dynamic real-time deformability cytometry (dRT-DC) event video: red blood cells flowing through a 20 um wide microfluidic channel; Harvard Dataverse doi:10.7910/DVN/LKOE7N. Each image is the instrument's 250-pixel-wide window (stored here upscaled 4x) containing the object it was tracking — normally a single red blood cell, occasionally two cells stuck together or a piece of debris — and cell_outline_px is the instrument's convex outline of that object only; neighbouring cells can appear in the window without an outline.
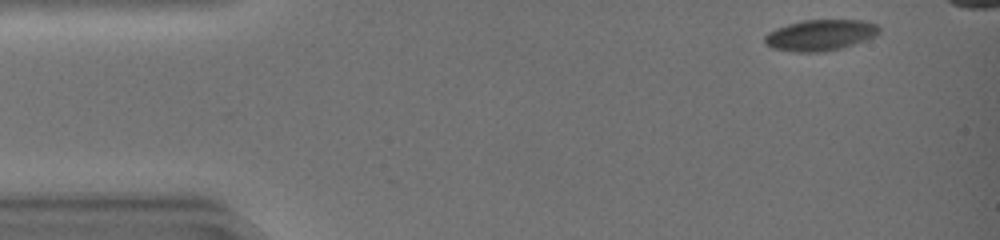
{"species": "common noctule bat (a hibernating species)", "species_latin": "Nyctalus noctula", "temperature_condition": "warm", "stored_images_in_passage": 39, "camera_frame_rate_fps": 3000, "um_per_image_px": 0.085, "animal": {"sex": "female", "body_mass_g": 19.0, "forearm_length_mm": 51.5}, "frame": {"image": 1, "passage_image": 2, "time_ms": 0.333, "image_size_px": [1000, 240], "cell_outline_px": [[880, 32], [876, 36], [840, 48], [824, 52], [792, 52], [772, 48], [764, 44], [764, 36], [768, 32], [776, 28], [800, 20], [864, 20], [876, 24], [880, 28]], "centroid_in_image_um": [69.69, 2.98], "position_along_channel_um": 15.3, "area_um2": 20.81}}
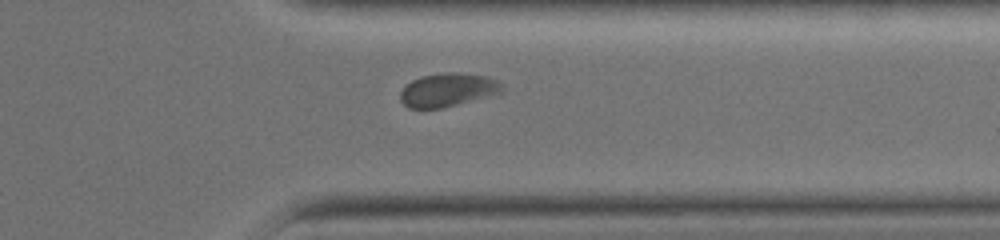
{"frame": {"image": 2, "passage_image": 33, "time_ms": 10.667, "image_size_px": [1000, 240], "cell_outline_px": [[504, 88], [500, 92], [488, 96], [440, 108], [408, 108], [400, 100], [400, 92], [404, 84], [420, 76], [448, 72], [456, 72], [488, 76], [496, 80]], "centroid_in_image_um": [38.0, 7.63], "position_along_channel_um": 373.4, "area_um2": 19.71}}
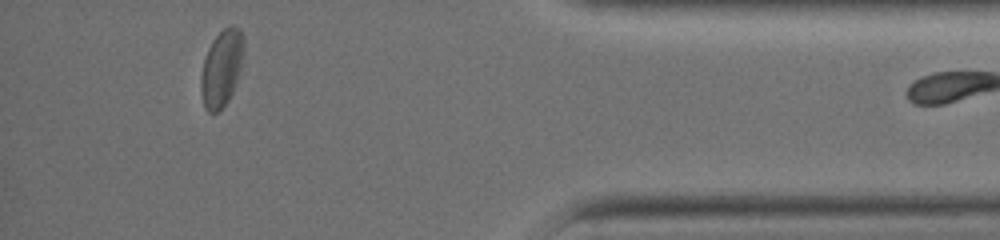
{"frame": {"image": 3, "passage_image": 38, "time_ms": 12.333, "image_size_px": [1000, 240], "cell_outline_px": [[244, 52], [236, 80], [232, 92], [228, 100], [216, 112], [208, 112], [204, 108], [200, 92], [200, 76], [204, 60], [208, 48], [212, 40], [228, 24], [232, 24], [240, 28], [244, 36]], "centroid_in_image_um": [18.82, 5.75], "position_along_channel_um": 416.4, "area_um2": 19.19}}